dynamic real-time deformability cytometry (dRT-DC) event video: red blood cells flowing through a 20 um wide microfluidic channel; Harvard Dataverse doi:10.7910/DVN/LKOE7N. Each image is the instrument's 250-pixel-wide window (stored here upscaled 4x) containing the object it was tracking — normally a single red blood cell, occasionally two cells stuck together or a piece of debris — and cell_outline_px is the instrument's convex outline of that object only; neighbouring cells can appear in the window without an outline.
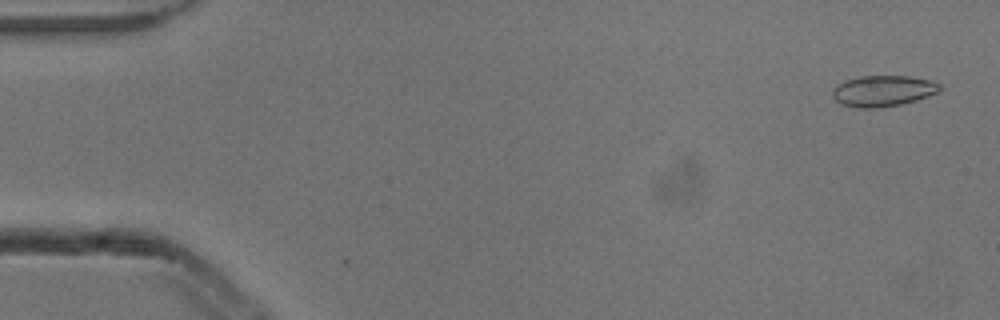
{"species": "common noctule bat (a hibernating species)", "species_latin": "Nyctalus noctula", "temperature_condition": "cold", "stored_images_in_passage": 4, "camera_frame_rate_fps": 3000, "um_per_image_px": 0.085, "animal": {"sex": "male", "body_mass_g": 13.3}, "frame": {"image": 1, "passage_image": 1, "time_ms": 0.0, "image_size_px": [1000, 320], "cell_outline_px": [[940, 88], [936, 92], [928, 96], [916, 100], [900, 104], [880, 108], [860, 108], [840, 104], [832, 96], [832, 92], [836, 84], [844, 80], [860, 76], [908, 76], [932, 80], [940, 84]], "centroid_in_image_um": [75.02, 7.72], "position_along_channel_um": 10.0, "area_um2": 19.42}}
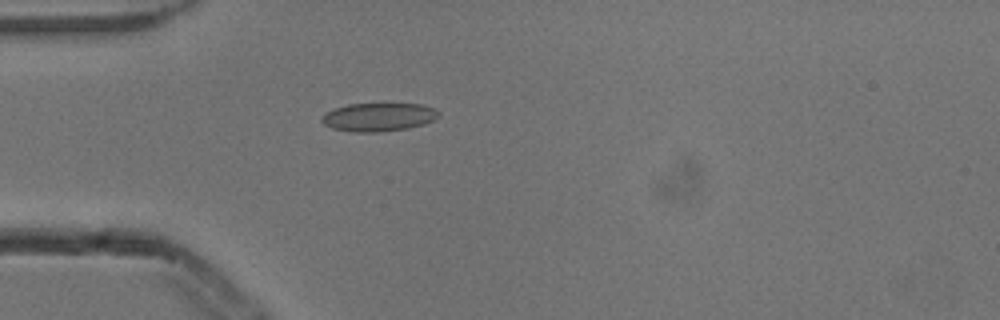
{"frame": {"image": 2, "passage_image": 4, "time_ms": 1.0, "image_size_px": [1000, 320], "cell_outline_px": [[440, 116], [424, 124], [408, 128], [380, 132], [352, 132], [332, 128], [324, 124], [320, 120], [332, 108], [348, 104], [424, 104], [440, 112]], "centroid_in_image_um": [32.18, 9.95], "position_along_channel_um": 52.8, "area_um2": 19.31}}